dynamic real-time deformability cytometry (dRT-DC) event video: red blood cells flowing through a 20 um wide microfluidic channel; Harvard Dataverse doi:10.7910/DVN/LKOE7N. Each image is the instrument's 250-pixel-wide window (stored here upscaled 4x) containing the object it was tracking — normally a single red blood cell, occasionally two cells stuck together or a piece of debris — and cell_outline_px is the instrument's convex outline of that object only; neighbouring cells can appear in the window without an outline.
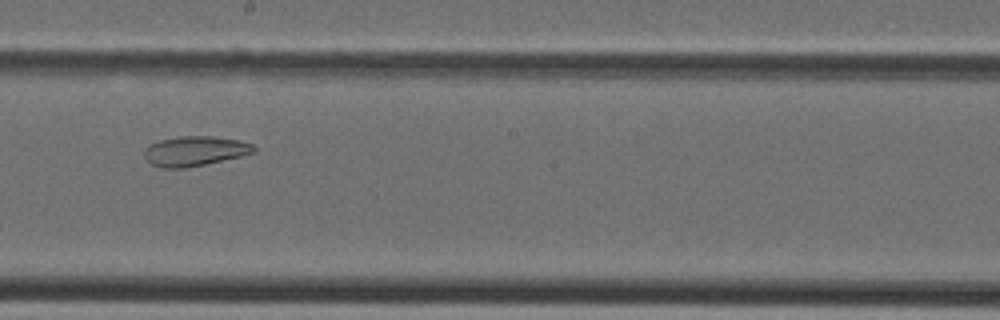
{"species": "Egyptian fruit bat (a non-hibernating species)", "species_latin": "Rousettus aegyptiacus", "temperature_condition": "cold", "stored_images_in_passage": 38, "camera_frame_rate_fps": 3000, "um_per_image_px": 0.085, "animal": {"sex": "female"}, "frame": {"image": 1, "passage_image": 19, "time_ms": 6.0, "image_size_px": [1000, 320], "cell_outline_px": [[256, 152], [240, 156], [204, 164], [184, 168], [160, 168], [152, 164], [144, 156], [144, 148], [148, 144], [160, 140], [180, 136], [212, 136], [236, 140], [252, 144], [256, 148]], "centroid_in_image_um": [16.52, 12.84], "position_along_channel_um": 231.7, "area_um2": 18.9}}
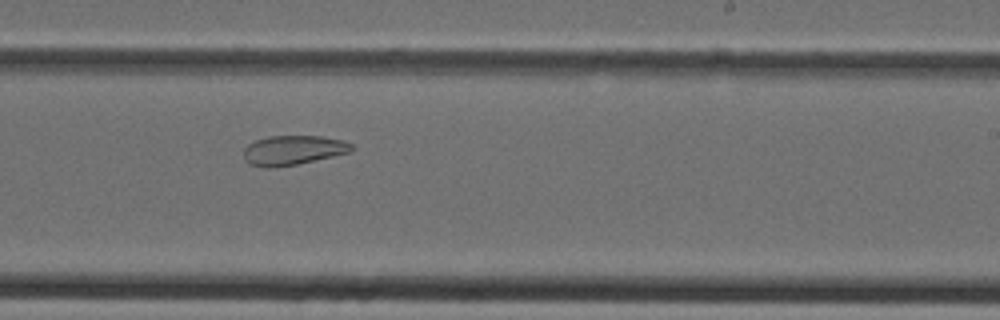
{"frame": {"image": 2, "passage_image": 21, "time_ms": 6.667, "image_size_px": [1000, 320], "cell_outline_px": [[356, 148], [352, 152], [296, 164], [276, 168], [264, 168], [248, 164], [244, 160], [244, 148], [248, 144], [256, 140], [268, 136], [320, 136], [344, 140], [352, 144]], "centroid_in_image_um": [24.91, 12.77], "position_along_channel_um": 264.1, "area_um2": 18.84}}
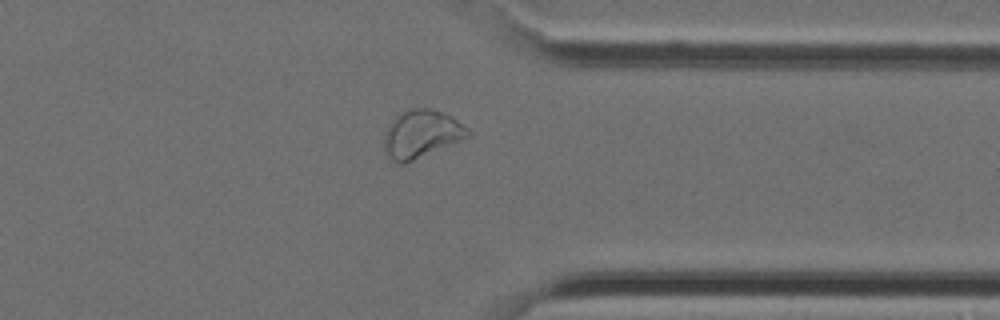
{"frame": {"image": 3, "passage_image": 28, "time_ms": 9.0, "image_size_px": [1000, 320], "cell_outline_px": [[468, 136], [404, 164], [396, 164], [388, 160], [384, 152], [384, 132], [388, 124], [400, 112], [408, 108], [428, 108], [452, 116], [468, 128]], "centroid_in_image_um": [35.72, 11.39], "position_along_channel_um": 375.7, "area_um2": 23.29}}